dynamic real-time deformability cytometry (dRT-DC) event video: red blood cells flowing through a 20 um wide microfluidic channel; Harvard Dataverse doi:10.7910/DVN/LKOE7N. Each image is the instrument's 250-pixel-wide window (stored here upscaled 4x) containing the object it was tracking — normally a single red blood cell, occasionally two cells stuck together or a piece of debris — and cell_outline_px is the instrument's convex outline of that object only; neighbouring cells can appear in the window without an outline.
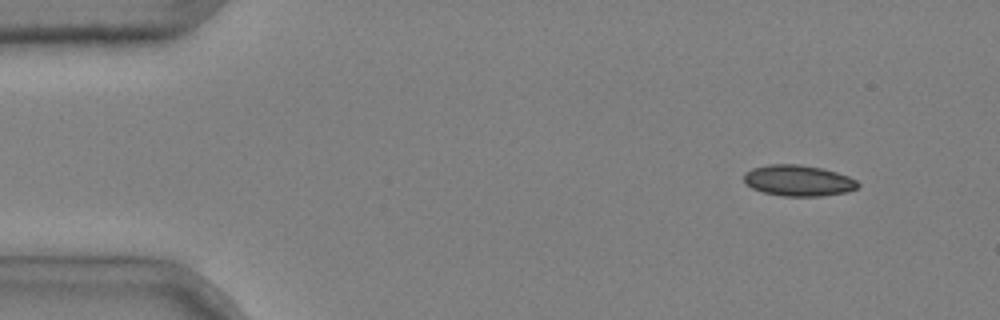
{"species": "common noctule bat (a hibernating species)", "species_latin": "Nyctalus noctula", "temperature_condition": "cold", "stored_images_in_passage": 3, "camera_frame_rate_fps": 3000, "um_per_image_px": 0.085, "animal": {"sex": "male", "body_mass_g": 20.4}, "frame": {"image": 1, "passage_image": 1, "time_ms": 0.0, "image_size_px": [1000, 320], "cell_outline_px": [[860, 184], [856, 188], [848, 192], [820, 196], [784, 196], [764, 192], [752, 188], [744, 184], [744, 172], [752, 168], [768, 164], [800, 164], [820, 168], [836, 172], [848, 176], [856, 180]], "centroid_in_image_um": [67.83, 15.34], "position_along_channel_um": 17.2, "area_um2": 20.63}}